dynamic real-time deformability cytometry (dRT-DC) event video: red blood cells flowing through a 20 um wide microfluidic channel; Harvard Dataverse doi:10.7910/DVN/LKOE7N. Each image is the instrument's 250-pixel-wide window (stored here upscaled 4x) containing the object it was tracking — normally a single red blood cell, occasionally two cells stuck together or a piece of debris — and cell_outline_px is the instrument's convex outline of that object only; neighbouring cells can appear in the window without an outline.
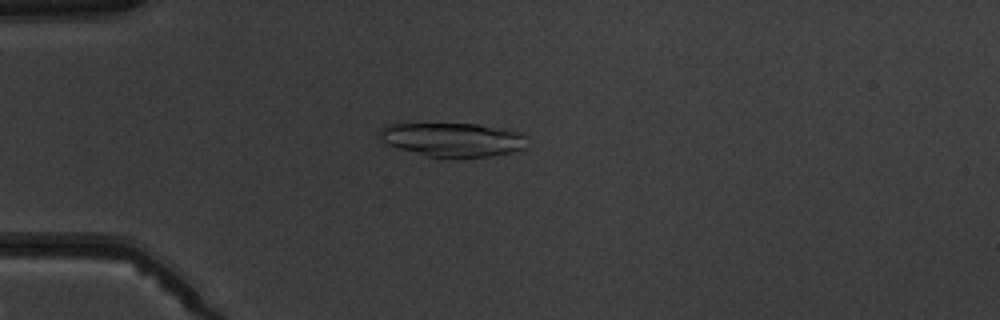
{"species": "common noctule bat (a hibernating species)", "species_latin": "Nyctalus noctula", "temperature_condition": "warm", "stored_images_in_passage": 5, "camera_frame_rate_fps": 3000, "um_per_image_px": 0.085, "animal": {"sex": "male", "body_mass_g": 19.5, "forearm_length_mm": 54.6}, "frame": {"image": 1, "passage_image": 5, "time_ms": 4.333, "image_size_px": [1000, 320], "cell_outline_px": [[528, 136], [524, 148], [512, 152], [492, 156], [428, 156], [396, 148], [380, 140], [376, 132], [380, 128], [388, 124], [476, 124], [504, 128], [520, 132]], "centroid_in_image_um": [38.46, 11.85], "position_along_channel_um": 46.5, "area_um2": 29.07}}